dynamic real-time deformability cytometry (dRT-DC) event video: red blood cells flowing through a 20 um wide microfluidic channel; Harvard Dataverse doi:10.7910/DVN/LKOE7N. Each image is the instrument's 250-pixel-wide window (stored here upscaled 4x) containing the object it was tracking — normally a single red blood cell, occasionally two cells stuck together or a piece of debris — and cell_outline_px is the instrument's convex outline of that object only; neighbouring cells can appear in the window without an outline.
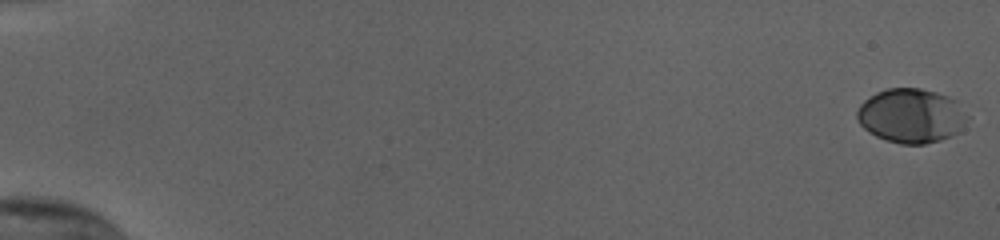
{"species": "human", "species_latin": "Homo sapiens", "temperature_condition": "cold", "stored_images_in_passage": 56, "camera_frame_rate_fps": 3000, "um_per_image_px": 0.085, "donor": {"sex": "female"}, "frame": {"image": 1, "passage_image": 1, "time_ms": 0.0, "image_size_px": [1000, 240], "cell_outline_px": [[972, 116], [960, 132], [952, 136], [940, 140], [924, 144], [900, 144], [876, 136], [868, 132], [860, 124], [856, 116], [856, 112], [860, 104], [864, 100], [876, 92], [888, 88], [920, 88], [936, 92], [948, 96], [956, 100]], "centroid_in_image_um": [77.51, 9.84], "position_along_channel_um": 7.5, "area_um2": 35.49}}
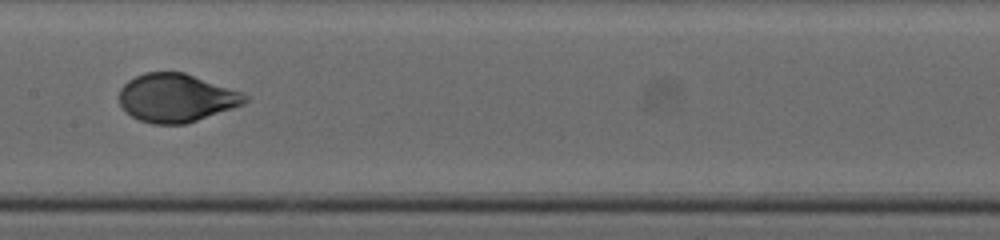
{"frame": {"image": 2, "passage_image": 31, "time_ms": 10.0, "image_size_px": [1000, 240], "cell_outline_px": [[248, 100], [244, 104], [188, 124], [152, 124], [140, 120], [124, 112], [120, 104], [120, 88], [128, 80], [144, 72], [184, 72], [240, 92], [248, 96]], "centroid_in_image_um": [14.96, 8.33], "position_along_channel_um": 192.4, "area_um2": 35.37}}
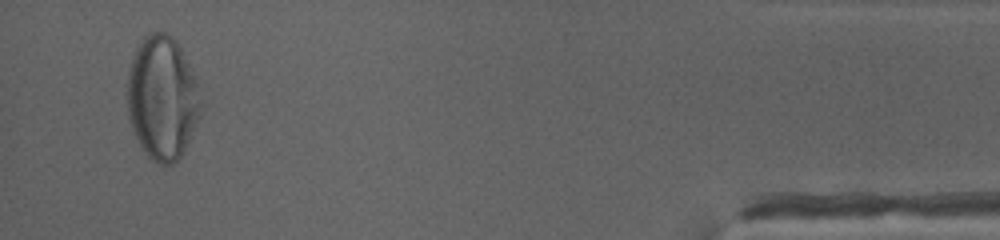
{"frame": {"image": 3, "passage_image": 54, "time_ms": 17.667, "image_size_px": [1000, 240], "cell_outline_px": [[200, 116], [180, 156], [172, 164], [160, 164], [152, 160], [148, 156], [140, 144], [132, 128], [128, 116], [124, 92], [128, 68], [132, 56], [140, 40], [144, 36], [152, 32], [164, 32], [172, 36], [176, 40], [196, 80], [200, 100]], "centroid_in_image_um": [13.73, 8.29], "position_along_channel_um": 421.5, "area_um2": 53.06}, "authors_computed_cell_mechanics": {"area_um2": 35.3447, "velocity_mm_per_s": 3.8069, "shape_relaxation_time_tau1_ms": 3.7576, "shape_relaxation_time_tau2_ms": null, "deformation_change_tau1": 0.1751, "deformation_change_tau2": null}}